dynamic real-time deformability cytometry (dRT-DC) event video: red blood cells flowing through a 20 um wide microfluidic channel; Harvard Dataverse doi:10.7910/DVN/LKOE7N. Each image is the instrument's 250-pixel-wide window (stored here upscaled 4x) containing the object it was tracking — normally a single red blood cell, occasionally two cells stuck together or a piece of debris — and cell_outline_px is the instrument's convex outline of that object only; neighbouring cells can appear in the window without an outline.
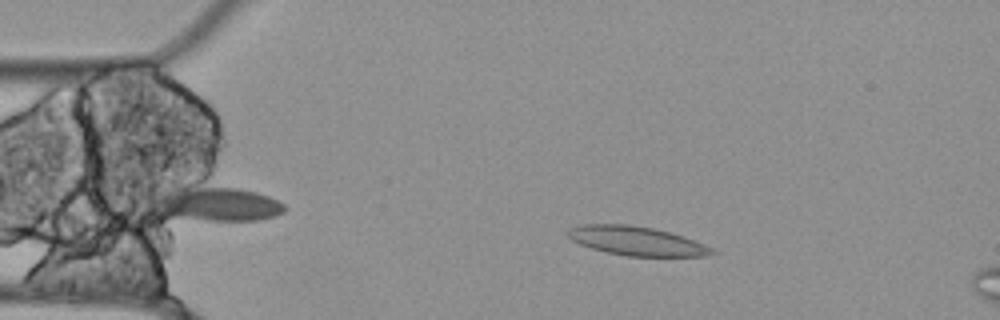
{"species": "Egyptian fruit bat (a non-hibernating species)", "species_latin": "Rousettus aegyptiacus", "temperature_condition": "cold", "stored_images_in_passage": 49, "camera_frame_rate_fps": 3000, "um_per_image_px": 0.085, "animal": {"sex": "female"}, "frame": {"image": 1, "passage_image": 10, "time_ms": 3.0, "image_size_px": [1000, 320], "cell_outline_px": [[720, 252], [708, 256], [624, 256], [604, 252], [580, 244], [572, 240], [564, 232], [568, 228], [580, 224], [628, 224], [652, 228], [668, 232], [716, 248]], "centroid_in_image_um": [54.09, 20.49], "position_along_channel_um": 30.9, "area_um2": 24.57}}
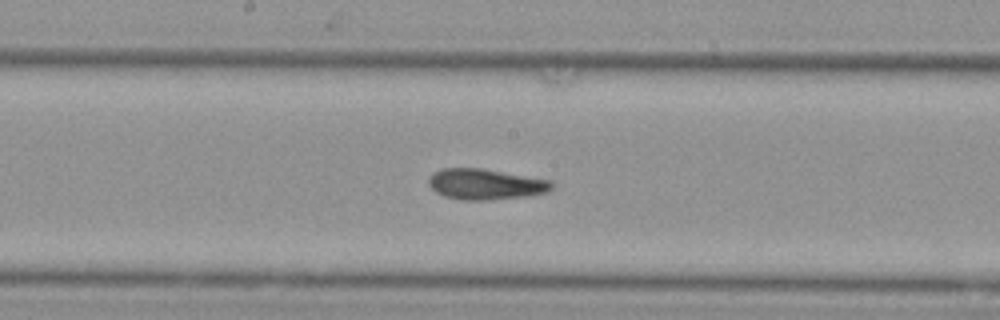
{"frame": {"image": 2, "passage_image": 28, "time_ms": 9.0, "image_size_px": [1000, 320], "cell_outline_px": [[556, 184], [548, 192], [528, 196], [484, 200], [460, 200], [444, 196], [436, 192], [428, 184], [428, 180], [432, 172], [440, 168], [484, 168], [552, 180]], "centroid_in_image_um": [41.29, 15.65], "position_along_channel_um": 206.9, "area_um2": 22.43}}
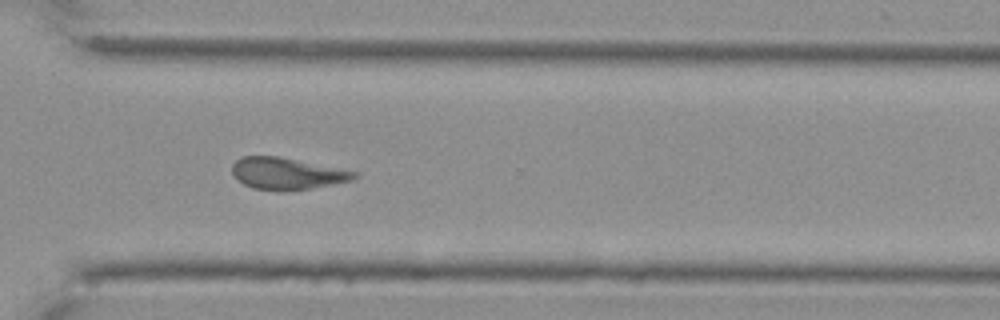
{"frame": {"image": 3, "passage_image": 40, "time_ms": 13.0, "image_size_px": [1000, 320], "cell_outline_px": [[360, 176], [352, 180], [312, 188], [252, 188], [236, 180], [232, 176], [232, 164], [240, 156], [280, 156], [360, 172]], "centroid_in_image_um": [24.4, 14.7], "position_along_channel_um": 346.2, "area_um2": 22.25}, "authors_computed_cell_mechanics": {"area_um2": 23.4668, "velocity_mm_per_s": 3.478, "shape_relaxation_time_tau1_ms": null, "shape_relaxation_time_tau2_ms": 3.2397, "deformation_change_tau1": null, "deformation_change_tau2": 0.1248}}